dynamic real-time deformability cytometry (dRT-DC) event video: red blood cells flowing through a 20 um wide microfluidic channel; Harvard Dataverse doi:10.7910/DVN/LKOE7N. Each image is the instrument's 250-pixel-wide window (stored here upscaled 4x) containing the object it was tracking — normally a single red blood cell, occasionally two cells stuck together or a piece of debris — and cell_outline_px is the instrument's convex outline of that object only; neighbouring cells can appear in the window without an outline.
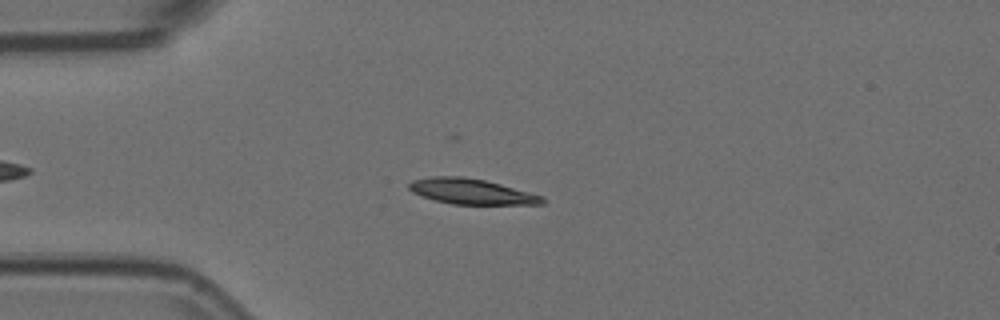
{"species": "Egyptian fruit bat (a non-hibernating species)", "species_latin": "Rousettus aegyptiacus", "temperature_condition": "room temperature", "stored_images_in_passage": 53, "camera_frame_rate_fps": 3000, "um_per_image_px": 0.085, "animal": {"sex": "female"}, "frame": {"image": 1, "passage_image": 11, "time_ms": 3.333, "image_size_px": [1000, 320], "cell_outline_px": [[548, 200], [544, 204], [452, 204], [436, 200], [412, 192], [408, 188], [408, 184], [412, 180], [432, 176], [464, 176], [484, 180], [500, 184], [544, 196]], "centroid_in_image_um": [40.09, 16.27], "position_along_channel_um": 44.9, "area_um2": 19.71}}
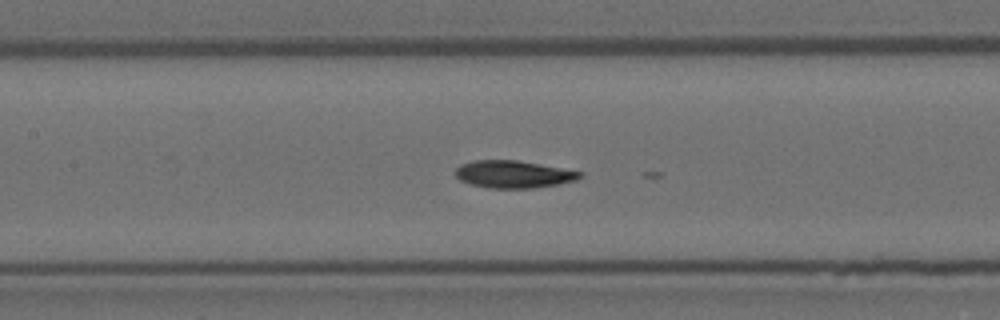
{"frame": {"image": 2, "passage_image": 22, "time_ms": 7.0, "image_size_px": [1000, 320], "cell_outline_px": [[584, 176], [576, 180], [560, 184], [536, 188], [488, 188], [472, 184], [460, 180], [456, 176], [456, 168], [460, 164], [472, 160], [516, 160], [540, 164], [584, 172]], "centroid_in_image_um": [43.68, 14.81], "position_along_channel_um": 163.7, "area_um2": 20.0}}
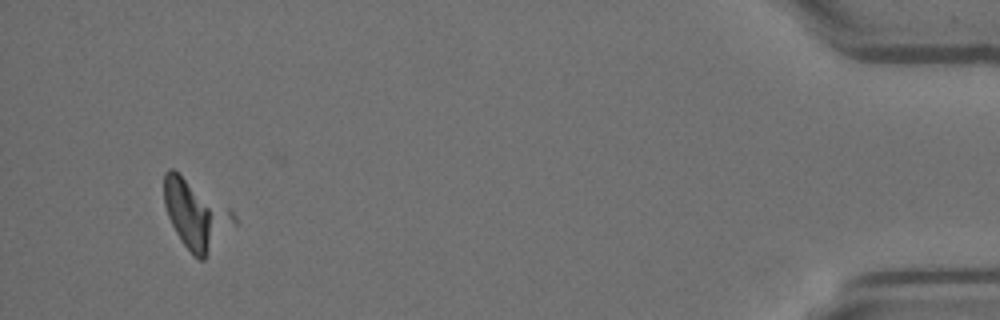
{"frame": {"image": 3, "passage_image": 49, "time_ms": 16.0, "image_size_px": [1000, 320], "cell_outline_px": [[240, 220], [204, 260], [200, 260], [192, 256], [176, 232], [168, 216], [164, 204], [164, 172], [168, 168], [172, 168], [228, 208]], "centroid_in_image_um": [16.65, 18.28], "position_along_channel_um": 418.5, "area_um2": 27.69}}